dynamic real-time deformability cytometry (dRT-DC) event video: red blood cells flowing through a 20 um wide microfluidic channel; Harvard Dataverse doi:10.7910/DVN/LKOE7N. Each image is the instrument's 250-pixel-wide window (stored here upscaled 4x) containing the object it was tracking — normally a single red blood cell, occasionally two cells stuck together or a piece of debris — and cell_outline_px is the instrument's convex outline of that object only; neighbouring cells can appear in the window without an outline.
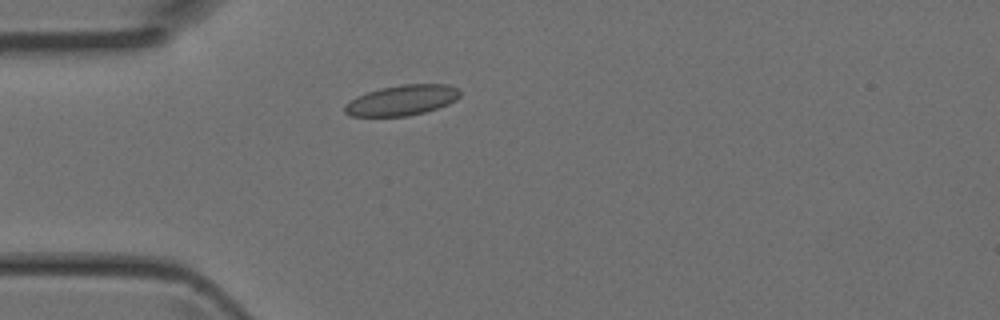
{"species": "Egyptian fruit bat (a non-hibernating species)", "species_latin": "Rousettus aegyptiacus", "temperature_condition": "room temperature", "stored_images_in_passage": 3, "camera_frame_rate_fps": 3000, "um_per_image_px": 0.085, "animal": {"sex": "female"}, "frame": {"image": 1, "passage_image": 3, "time_ms": 0.667, "image_size_px": [1000, 320], "cell_outline_px": [[460, 96], [456, 100], [448, 104], [424, 112], [408, 116], [352, 116], [344, 112], [344, 104], [356, 96], [380, 88], [400, 84], [448, 84], [456, 88], [460, 92]], "centroid_in_image_um": [34.15, 8.51], "position_along_channel_um": 50.9, "area_um2": 20.4}}